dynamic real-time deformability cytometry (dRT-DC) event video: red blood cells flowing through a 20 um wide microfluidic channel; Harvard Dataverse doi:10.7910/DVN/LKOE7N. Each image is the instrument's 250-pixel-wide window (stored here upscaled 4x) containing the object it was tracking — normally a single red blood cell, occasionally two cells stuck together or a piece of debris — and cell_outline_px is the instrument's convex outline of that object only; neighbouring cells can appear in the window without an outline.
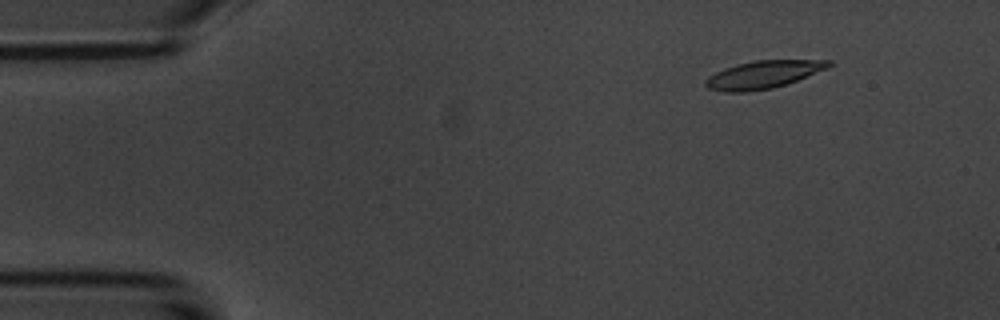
{"species": "common noctule bat (a hibernating species)", "species_latin": "Nyctalus noctula", "temperature_condition": "room temperature", "stored_images_in_passage": 10, "camera_frame_rate_fps": 3000, "um_per_image_px": 0.085, "animal": {"sex": "male", "body_mass_g": 20.1, "forearm_length_mm": 53.5}, "frame": {"image": 1, "passage_image": 2, "time_ms": 1.333, "image_size_px": [1000, 320], "cell_outline_px": [[832, 64], [828, 68], [796, 80], [772, 88], [744, 92], [724, 92], [708, 88], [704, 84], [704, 80], [708, 76], [724, 68], [736, 64], [752, 60], [832, 60]], "centroid_in_image_um": [64.83, 6.33], "position_along_channel_um": 20.2, "area_um2": 19.83}}
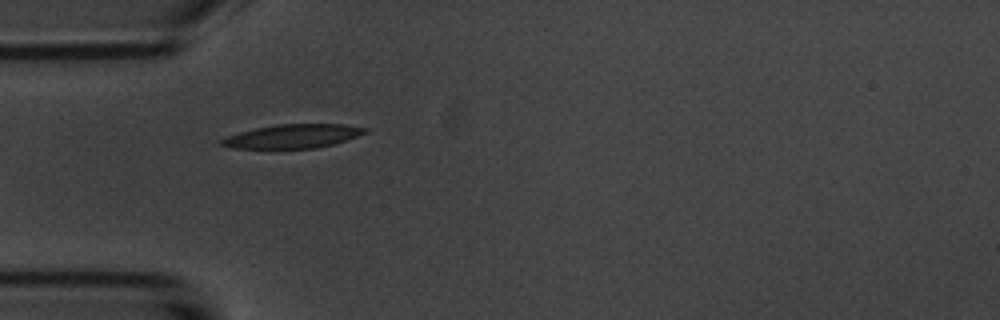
{"frame": {"image": 2, "passage_image": 5, "time_ms": 4.667, "image_size_px": [1000, 320], "cell_outline_px": [[368, 132], [332, 144], [316, 148], [232, 148], [220, 144], [220, 140], [228, 136], [240, 132], [256, 128], [276, 124], [344, 124], [368, 128]], "centroid_in_image_um": [24.89, 11.57], "position_along_channel_um": 60.1, "area_um2": 19.65}}
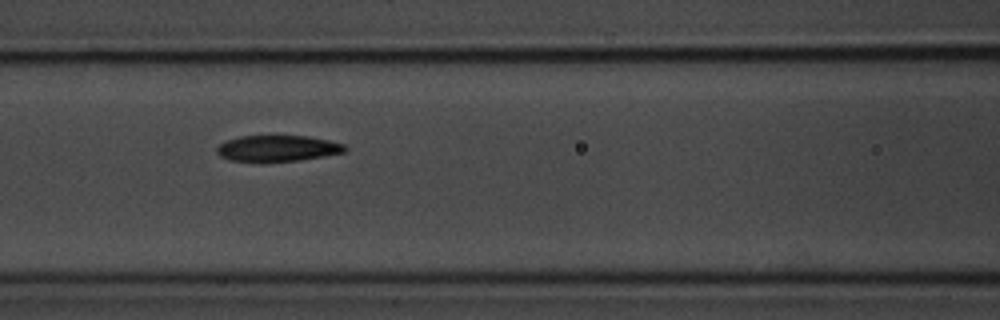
{"frame": {"image": 3, "passage_image": 7, "time_ms": 7.0, "image_size_px": [1000, 320], "cell_outline_px": [[348, 148], [344, 152], [324, 156], [300, 160], [260, 164], [228, 160], [220, 156], [216, 152], [216, 148], [220, 144], [228, 140], [240, 136], [308, 136], [328, 140], [344, 144]], "centroid_in_image_um": [23.55, 12.65], "position_along_channel_um": 143.0, "area_um2": 20.06}}